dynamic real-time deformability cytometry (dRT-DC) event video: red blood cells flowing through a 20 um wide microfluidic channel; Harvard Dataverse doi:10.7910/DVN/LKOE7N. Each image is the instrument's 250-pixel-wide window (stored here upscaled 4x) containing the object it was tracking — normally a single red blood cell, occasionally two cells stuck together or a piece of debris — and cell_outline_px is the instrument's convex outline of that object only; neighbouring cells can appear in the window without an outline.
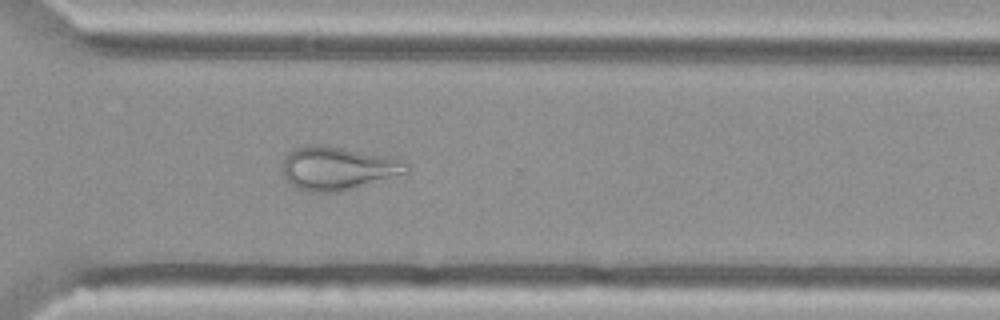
{"species": "Egyptian fruit bat (a non-hibernating species)", "species_latin": "Rousettus aegyptiacus", "temperature_condition": "cold", "stored_images_in_passage": 54, "camera_frame_rate_fps": 3000, "um_per_image_px": 0.085, "animal": {"sex": "female"}, "frame": {"image": 1, "passage_image": 39, "time_ms": 12.667, "image_size_px": [1000, 320], "cell_outline_px": [[412, 164], [408, 172], [344, 192], [308, 192], [296, 188], [284, 180], [284, 156], [288, 152], [296, 148], [308, 144], [320, 144], [400, 156], [408, 160]], "centroid_in_image_um": [28.82, 14.28], "position_along_channel_um": 341.8, "area_um2": 32.6}}
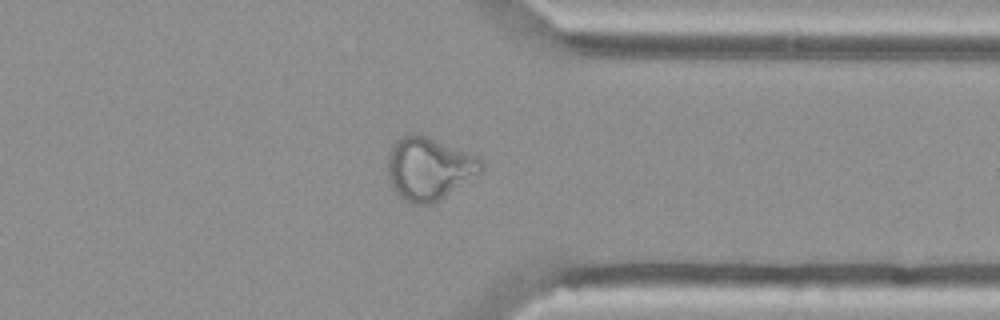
{"frame": {"image": 2, "passage_image": 42, "time_ms": 13.667, "image_size_px": [1000, 320], "cell_outline_px": [[484, 168], [480, 172], [432, 204], [412, 204], [404, 200], [396, 192], [388, 176], [388, 152], [396, 140], [400, 136], [412, 132], [420, 132], [480, 156], [484, 164]], "centroid_in_image_um": [36.46, 14.26], "position_along_channel_um": 374.9, "area_um2": 34.51}}
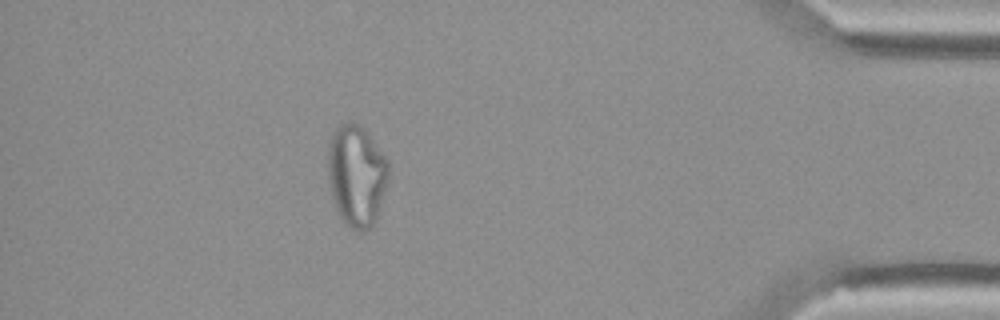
{"frame": {"image": 3, "passage_image": 48, "time_ms": 15.667, "image_size_px": [1000, 320], "cell_outline_px": [[388, 180], [376, 220], [364, 232], [360, 232], [344, 224], [332, 200], [328, 180], [328, 148], [332, 132], [344, 120], [348, 120], [360, 124], [364, 128], [388, 160]], "centroid_in_image_um": [30.29, 14.89], "position_along_channel_um": 404.9, "area_um2": 36.24}}